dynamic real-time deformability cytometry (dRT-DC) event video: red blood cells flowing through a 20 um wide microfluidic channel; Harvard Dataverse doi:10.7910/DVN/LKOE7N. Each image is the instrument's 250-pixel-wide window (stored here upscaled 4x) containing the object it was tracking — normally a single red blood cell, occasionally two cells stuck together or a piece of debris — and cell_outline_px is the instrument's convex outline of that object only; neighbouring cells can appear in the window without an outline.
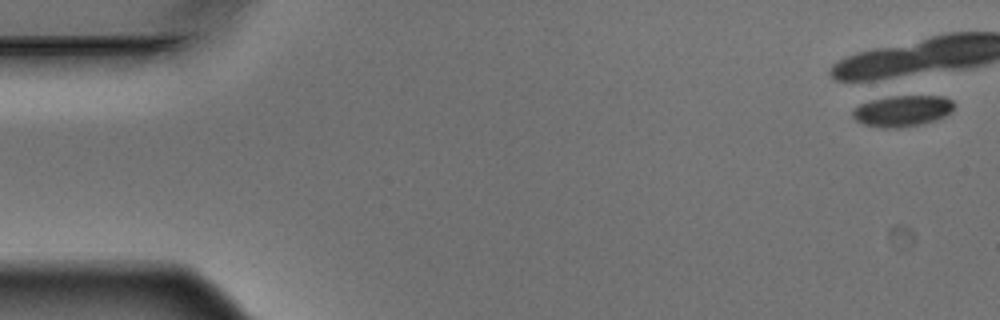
{"species": "Egyptian fruit bat (a non-hibernating species)", "species_latin": "Rousettus aegyptiacus", "temperature_condition": "warm", "stored_images_in_passage": 8, "camera_frame_rate_fps": 3000, "um_per_image_px": 0.085, "animal": {"sex": "male"}, "frame": {"image": 1, "passage_image": 1, "time_ms": 0.0, "image_size_px": [1000, 320], "cell_outline_px": [[956, 104], [944, 116], [936, 120], [920, 124], [900, 128], [884, 128], [864, 124], [856, 120], [852, 116], [852, 112], [860, 104], [872, 100], [888, 96], [944, 96], [952, 100]], "centroid_in_image_um": [76.71, 9.42], "position_along_channel_um": 8.3, "area_um2": 18.26}}
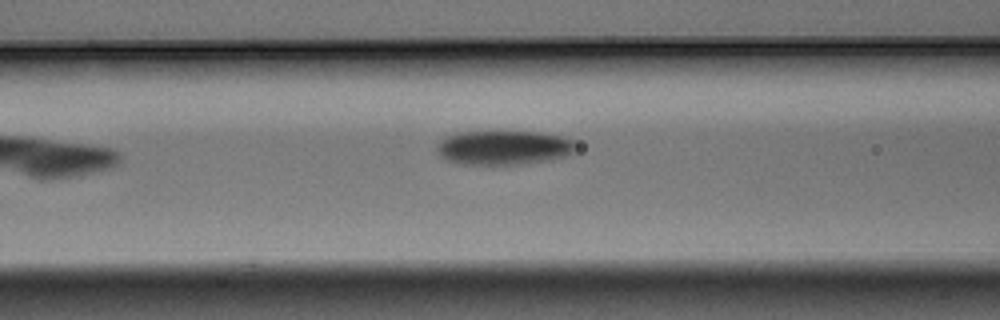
{"frame": {"image": 2, "passage_image": 7, "time_ms": 2.0, "image_size_px": [1000, 320], "cell_outline_px": [[576, 152], [564, 156], [548, 160], [520, 164], [456, 164], [440, 156], [436, 148], [436, 144], [444, 136], [456, 132], [540, 132], [564, 136], [576, 140]], "centroid_in_image_um": [42.82, 12.54], "position_along_channel_um": 123.8, "area_um2": 28.09}}
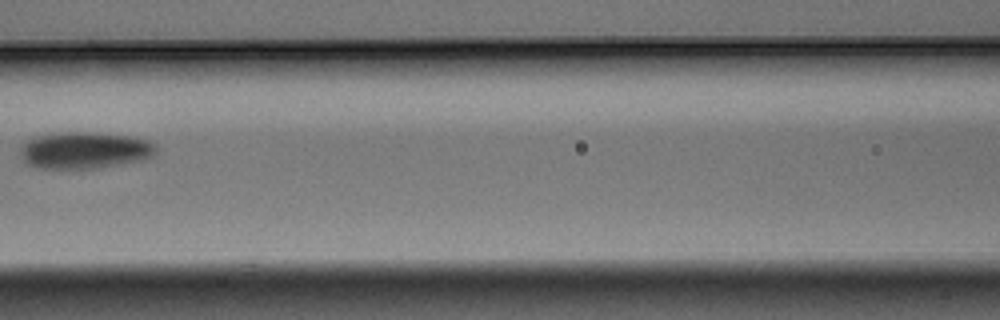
{"frame": {"image": 3, "passage_image": 8, "time_ms": 2.333, "image_size_px": [1000, 320], "cell_outline_px": [[156, 152], [152, 156], [140, 160], [92, 168], [36, 168], [28, 164], [24, 160], [20, 152], [20, 148], [28, 140], [36, 136], [60, 132], [92, 132], [136, 136], [148, 140], [156, 148]], "centroid_in_image_um": [7.18, 12.75], "position_along_channel_um": 159.4, "area_um2": 28.84}}